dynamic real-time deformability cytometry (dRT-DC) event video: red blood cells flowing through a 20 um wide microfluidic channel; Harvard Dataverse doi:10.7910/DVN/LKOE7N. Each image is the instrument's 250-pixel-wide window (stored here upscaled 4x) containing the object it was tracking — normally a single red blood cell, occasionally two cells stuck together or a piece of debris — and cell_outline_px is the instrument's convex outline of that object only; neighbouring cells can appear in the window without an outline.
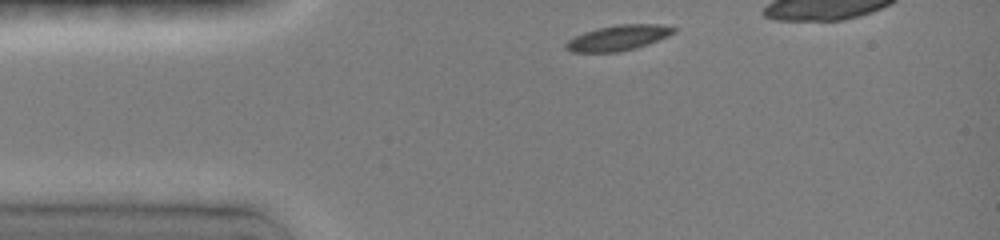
{"species": "common noctule bat (a hibernating species)", "species_latin": "Nyctalus noctula", "temperature_condition": "room temperature", "stored_images_in_passage": 5, "camera_frame_rate_fps": 3000, "um_per_image_px": 0.085, "animal": {"sex": "female", "body_mass_g": 19.0, "forearm_length_mm": 51.5}, "frame": {"image": 1, "passage_image": 1, "time_ms": 0.0, "image_size_px": [1000, 240], "cell_outline_px": [[676, 32], [668, 36], [632, 48], [616, 52], [572, 52], [564, 48], [564, 44], [568, 40], [584, 32], [596, 28], [616, 24], [660, 24], [676, 28]], "centroid_in_image_um": [52.5, 3.2], "position_along_channel_um": 32.5, "area_um2": 15.72}}